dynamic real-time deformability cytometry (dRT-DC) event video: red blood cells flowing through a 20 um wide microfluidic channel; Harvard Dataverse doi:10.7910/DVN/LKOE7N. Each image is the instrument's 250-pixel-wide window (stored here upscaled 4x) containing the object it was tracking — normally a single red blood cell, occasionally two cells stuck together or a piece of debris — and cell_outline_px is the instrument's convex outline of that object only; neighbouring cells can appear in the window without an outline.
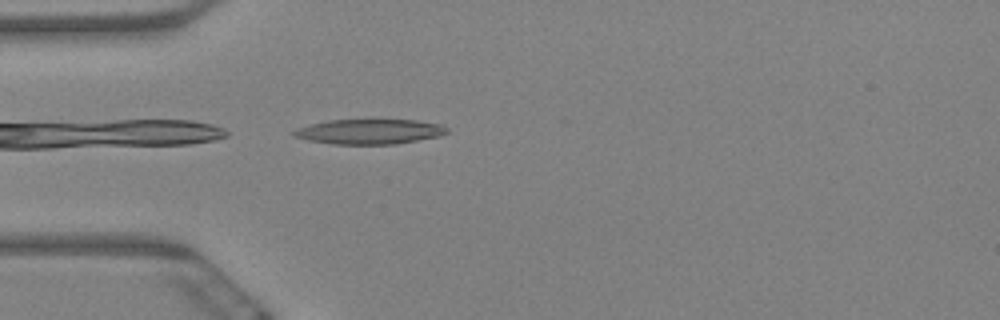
{"species": "Egyptian fruit bat (a non-hibernating species)", "species_latin": "Rousettus aegyptiacus", "temperature_condition": "warm", "stored_images_in_passage": 1, "camera_frame_rate_fps": 3000, "um_per_image_px": 0.085, "animal": {"sex": "female"}, "frame": {"image": 1, "passage_image": 1, "time_ms": 0.0, "image_size_px": [1000, 320], "cell_outline_px": [[448, 132], [440, 136], [396, 144], [332, 144], [308, 140], [292, 136], [292, 132], [296, 128], [328, 120], [372, 116], [416, 120], [440, 124], [448, 128]], "centroid_in_image_um": [31.42, 11.13], "position_along_channel_um": 53.6, "area_um2": 23.52}}